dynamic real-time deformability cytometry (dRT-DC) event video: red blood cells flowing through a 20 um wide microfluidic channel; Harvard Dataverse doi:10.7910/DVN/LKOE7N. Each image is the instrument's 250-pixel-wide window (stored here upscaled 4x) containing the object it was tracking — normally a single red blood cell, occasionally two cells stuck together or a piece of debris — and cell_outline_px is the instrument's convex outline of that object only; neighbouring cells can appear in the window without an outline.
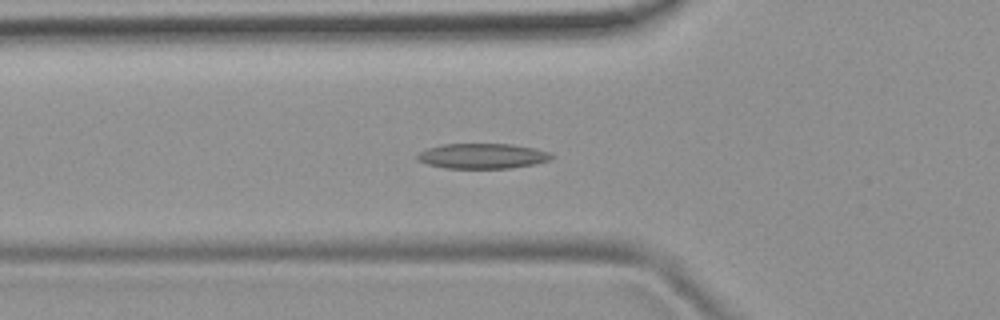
{"species": "common noctule bat (a hibernating species)", "species_latin": "Nyctalus noctula", "temperature_condition": "room temperature", "stored_images_in_passage": 47, "camera_frame_rate_fps": 3000, "um_per_image_px": 0.085, "animal": {"sex": "female", "body_mass_g": 19.9}, "frame": {"image": 1, "passage_image": 13, "time_ms": 4.0, "image_size_px": [1000, 320], "cell_outline_px": [[556, 156], [548, 160], [536, 164], [508, 168], [444, 168], [428, 164], [416, 160], [416, 156], [420, 152], [428, 148], [440, 144], [512, 144], [536, 148], [552, 152]], "centroid_in_image_um": [41.04, 13.25], "position_along_channel_um": 84.8, "area_um2": 19.88}}
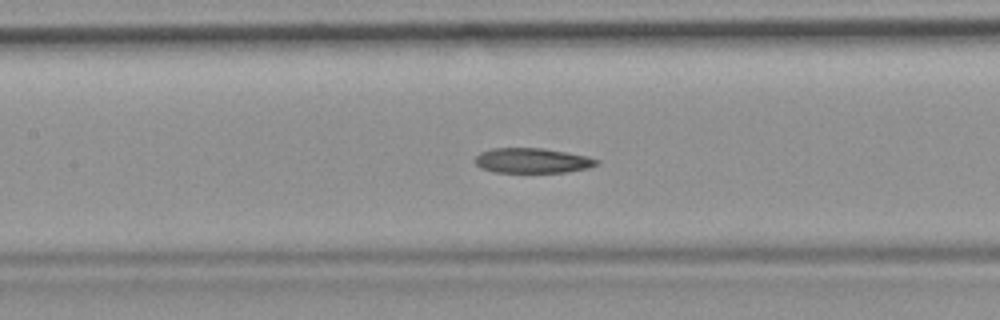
{"frame": {"image": 2, "passage_image": 19, "time_ms": 6.0, "image_size_px": [1000, 320], "cell_outline_px": [[600, 164], [588, 168], [568, 172], [492, 172], [480, 168], [472, 160], [480, 152], [492, 148], [544, 148], [568, 152], [588, 156], [600, 160]], "centroid_in_image_um": [45.25, 13.65], "position_along_channel_um": 162.2, "area_um2": 18.03}}
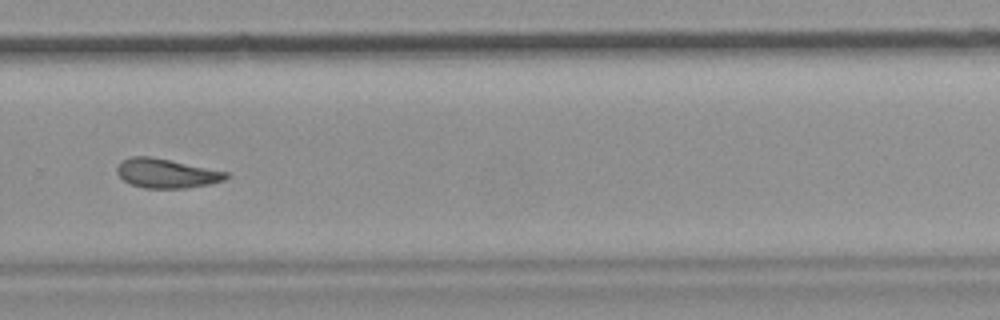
{"frame": {"image": 3, "passage_image": 31, "time_ms": 10.0, "image_size_px": [1000, 320], "cell_outline_px": [[232, 176], [224, 180], [208, 184], [188, 188], [144, 188], [132, 184], [124, 180], [116, 172], [116, 168], [120, 160], [132, 156], [152, 156], [228, 172]], "centroid_in_image_um": [14.15, 14.72], "position_along_channel_um": 315.7, "area_um2": 18.73}, "authors_computed_cell_mechanics": {"area_um2": 19.074, "velocity_mm_per_s": 3.8427, "shape_relaxation_time_tau1_ms": 10.6613, "shape_relaxation_time_tau2_ms": 4.8426, "deformation_change_tau1": 0.1934, "deformation_change_tau2": 0.1277}}